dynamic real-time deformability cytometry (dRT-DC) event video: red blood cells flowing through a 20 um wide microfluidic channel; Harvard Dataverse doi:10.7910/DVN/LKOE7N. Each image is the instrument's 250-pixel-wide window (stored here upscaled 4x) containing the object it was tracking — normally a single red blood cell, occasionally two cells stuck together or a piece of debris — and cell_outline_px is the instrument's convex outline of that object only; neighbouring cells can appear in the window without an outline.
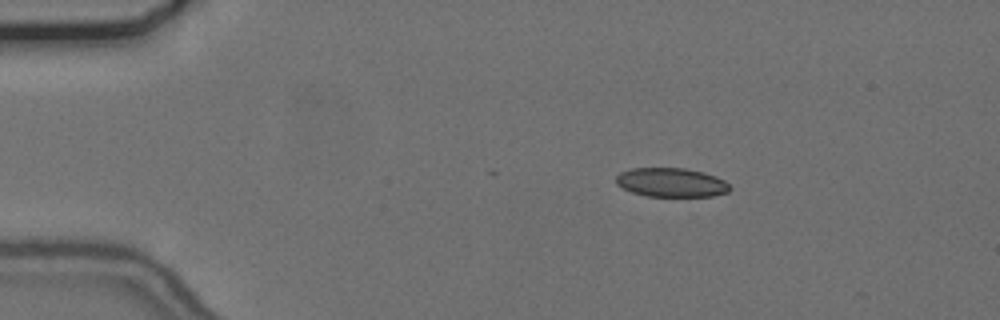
{"species": "common noctule bat (a hibernating species)", "species_latin": "Nyctalus noctula", "temperature_condition": "cold", "stored_images_in_passage": 13, "camera_frame_rate_fps": 3000, "um_per_image_px": 0.085, "animal": {"sex": "female", "body_mass_g": 24.6, "forearm_length_mm": 56.2}, "frame": {"image": 1, "passage_image": 1, "time_ms": 0.0, "image_size_px": [1000, 320], "cell_outline_px": [[732, 188], [728, 192], [712, 196], [648, 196], [632, 192], [616, 184], [616, 176], [620, 172], [632, 168], [684, 168], [704, 172], [716, 176], [724, 180]], "centroid_in_image_um": [57.07, 15.5], "position_along_channel_um": 27.9, "area_um2": 19.25}}
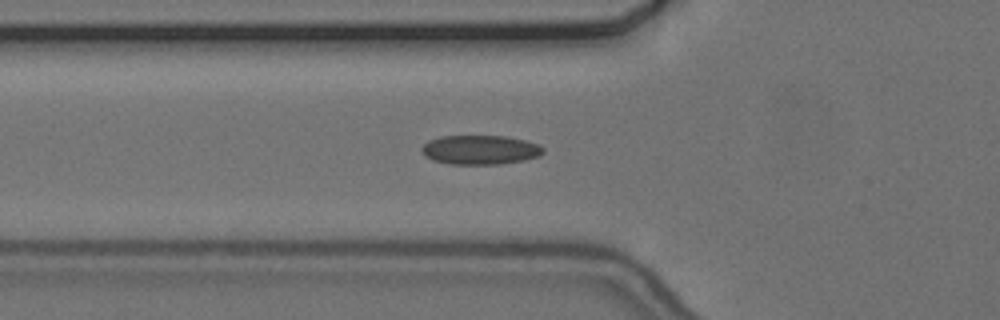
{"frame": {"image": 2, "passage_image": 11, "time_ms": 3.333, "image_size_px": [1000, 320], "cell_outline_px": [[544, 152], [540, 156], [524, 160], [500, 164], [448, 164], [432, 160], [424, 156], [420, 148], [428, 140], [440, 136], [504, 136], [524, 140], [540, 144], [544, 148]], "centroid_in_image_um": [40.8, 12.74], "position_along_channel_um": 85.0, "area_um2": 20.92}}